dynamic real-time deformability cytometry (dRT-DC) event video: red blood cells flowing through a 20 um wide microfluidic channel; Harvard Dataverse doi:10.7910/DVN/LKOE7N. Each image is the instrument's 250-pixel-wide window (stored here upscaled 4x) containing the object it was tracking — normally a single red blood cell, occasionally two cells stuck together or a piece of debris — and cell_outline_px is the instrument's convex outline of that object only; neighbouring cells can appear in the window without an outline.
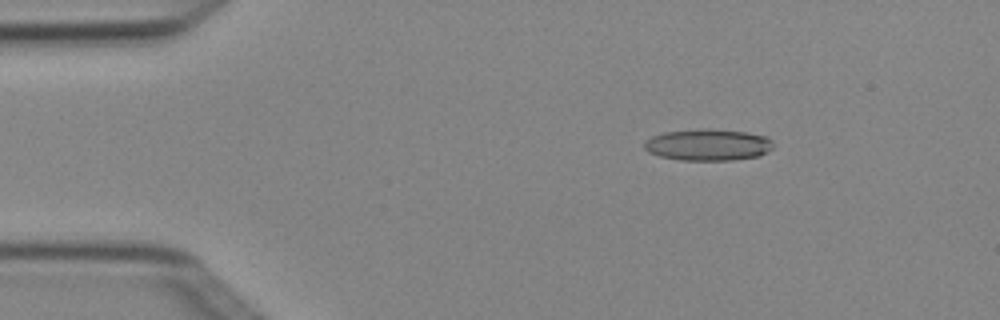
{"species": "Egyptian fruit bat (a non-hibernating species)", "species_latin": "Rousettus aegyptiacus", "temperature_condition": "cold", "stored_images_in_passage": 5, "camera_frame_rate_fps": 3000, "um_per_image_px": 0.085, "animal": {"sex": "female"}, "frame": {"image": 1, "passage_image": 3, "time_ms": 0.667, "image_size_px": [1000, 320], "cell_outline_px": [[772, 148], [768, 152], [760, 156], [732, 160], [680, 160], [660, 156], [648, 152], [644, 148], [644, 140], [652, 136], [664, 132], [704, 128], [708, 128], [744, 132], [768, 136], [772, 140]], "centroid_in_image_um": [60.18, 12.3], "position_along_channel_um": 24.8, "area_um2": 23.93}}
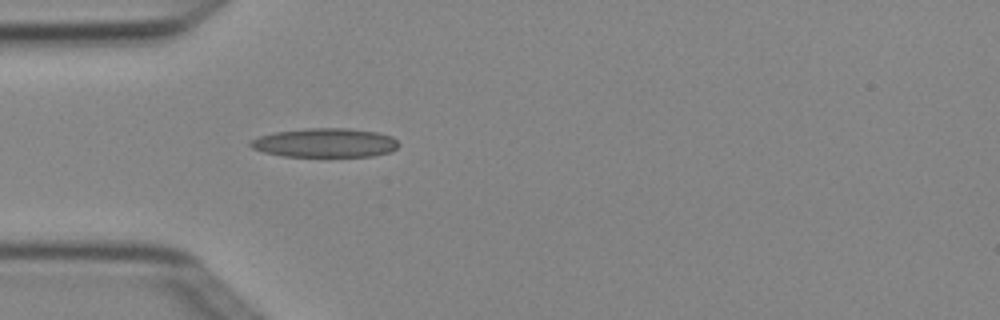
{"frame": {"image": 2, "passage_image": 5, "time_ms": 1.333, "image_size_px": [1000, 320], "cell_outline_px": [[400, 144], [392, 152], [372, 156], [284, 156], [264, 152], [252, 148], [248, 144], [248, 140], [260, 136], [276, 132], [304, 128], [348, 128], [376, 132], [392, 136]], "centroid_in_image_um": [27.63, 12.13], "position_along_channel_um": 57.4, "area_um2": 25.14}}